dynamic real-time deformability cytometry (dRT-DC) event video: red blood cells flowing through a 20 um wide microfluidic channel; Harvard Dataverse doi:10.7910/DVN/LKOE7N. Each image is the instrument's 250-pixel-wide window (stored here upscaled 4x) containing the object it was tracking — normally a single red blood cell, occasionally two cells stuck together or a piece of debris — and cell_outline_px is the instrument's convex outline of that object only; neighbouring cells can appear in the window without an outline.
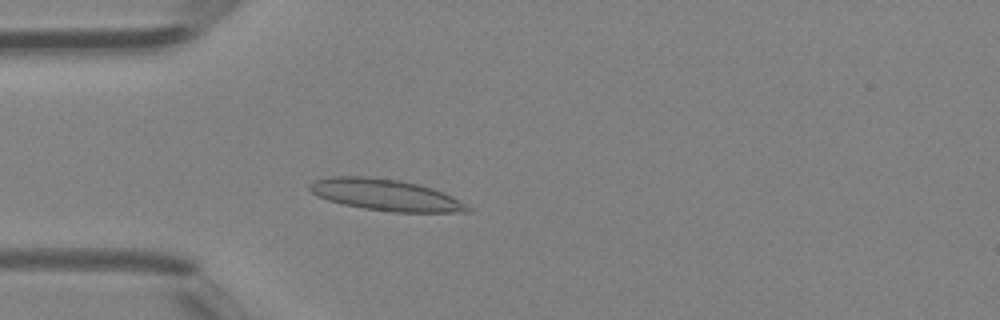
{"species": "Egyptian fruit bat (a non-hibernating species)", "species_latin": "Rousettus aegyptiacus", "temperature_condition": "room temperature", "stored_images_in_passage": 37, "camera_frame_rate_fps": 3000, "um_per_image_px": 0.085, "animal": {"sex": "female"}, "frame": {"image": 1, "passage_image": 4, "time_ms": 1.0, "image_size_px": [1000, 320], "cell_outline_px": [[472, 212], [392, 212], [364, 208], [344, 204], [328, 200], [316, 196], [308, 188], [308, 184], [312, 180], [328, 176], [364, 176], [400, 180], [420, 184], [444, 192], [452, 196], [472, 208]], "centroid_in_image_um": [32.76, 16.56], "position_along_channel_um": 52.2, "area_um2": 29.19}}
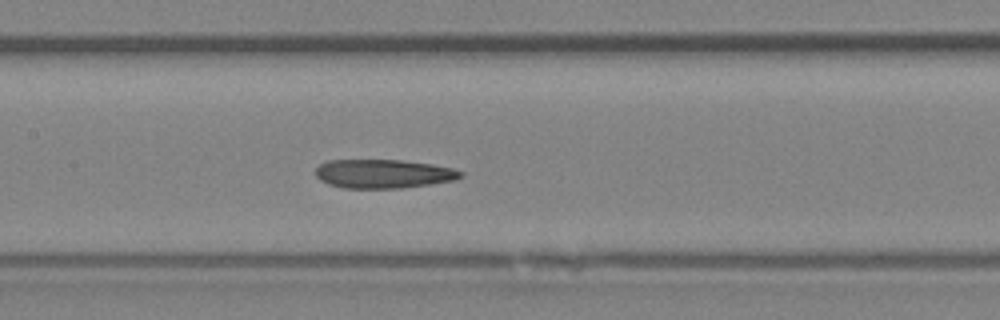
{"frame": {"image": 2, "passage_image": 13, "time_ms": 4.0, "image_size_px": [1000, 320], "cell_outline_px": [[464, 176], [456, 180], [400, 188], [344, 188], [328, 184], [320, 180], [316, 176], [316, 168], [320, 164], [328, 160], [400, 160], [432, 164], [452, 168], [464, 172]], "centroid_in_image_um": [32.59, 14.77], "position_along_channel_um": 174.8, "area_um2": 24.39}}
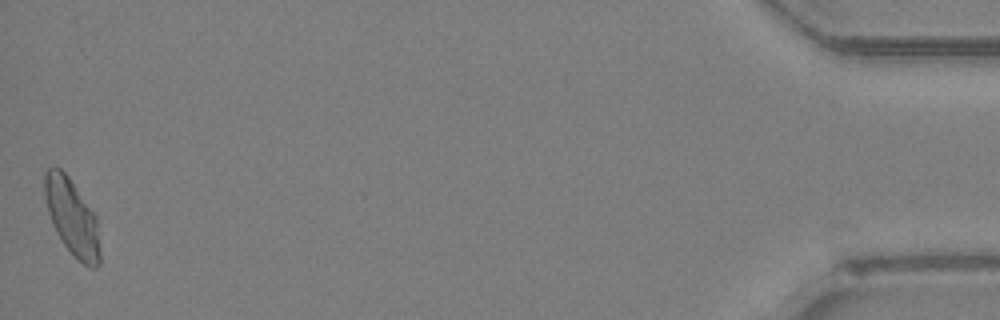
{"frame": {"image": 3, "passage_image": 37, "time_ms": 12.0, "image_size_px": [1000, 320], "cell_outline_px": [[100, 264], [96, 268], [88, 268], [64, 244], [56, 232], [52, 224], [48, 212], [44, 196], [44, 172], [52, 164], [60, 168], [68, 176], [96, 216], [100, 252]], "centroid_in_image_um": [6.1, 18.43], "position_along_channel_um": 429.1, "area_um2": 24.45}, "authors_computed_cell_mechanics": {"area_um2": 24.6806, "velocity_mm_per_s": 4.3895, "shape_relaxation_time_tau1_ms": null, "shape_relaxation_time_tau2_ms": 3.9819, "deformation_change_tau1": null, "deformation_change_tau2": 0.1237}}